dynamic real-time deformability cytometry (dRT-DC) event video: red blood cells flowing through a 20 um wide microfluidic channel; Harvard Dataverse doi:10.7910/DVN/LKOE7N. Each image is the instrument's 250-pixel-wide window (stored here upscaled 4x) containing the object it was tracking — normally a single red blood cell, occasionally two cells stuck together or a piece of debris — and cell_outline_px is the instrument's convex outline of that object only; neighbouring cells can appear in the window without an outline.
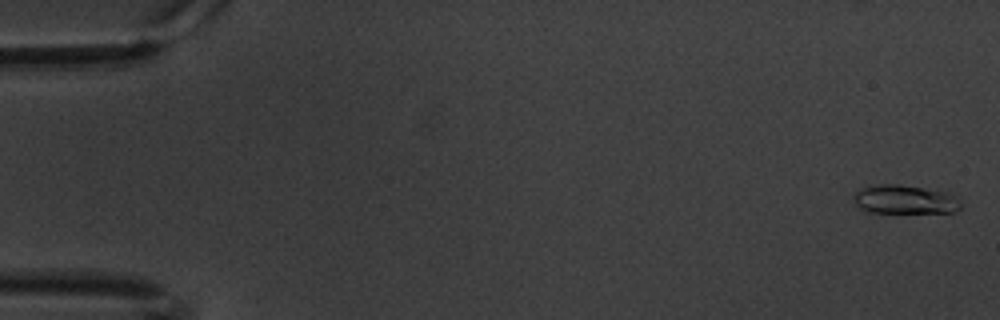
{"species": "common noctule bat (a hibernating species)", "species_latin": "Nyctalus noctula", "temperature_condition": "warm", "stored_images_in_passage": 61, "camera_frame_rate_fps": 3000, "um_per_image_px": 0.085, "animal": {"sex": "male", "body_mass_g": 20.1, "forearm_length_mm": 53.5}, "frame": {"image": 1, "passage_image": 2, "time_ms": 0.333, "image_size_px": [1000, 320], "cell_outline_px": [[960, 208], [952, 212], [868, 212], [860, 208], [856, 204], [852, 196], [860, 188], [876, 184], [900, 184], [948, 192], [956, 196], [960, 204]], "centroid_in_image_um": [76.87, 16.94], "position_along_channel_um": 8.1, "area_um2": 17.98}}
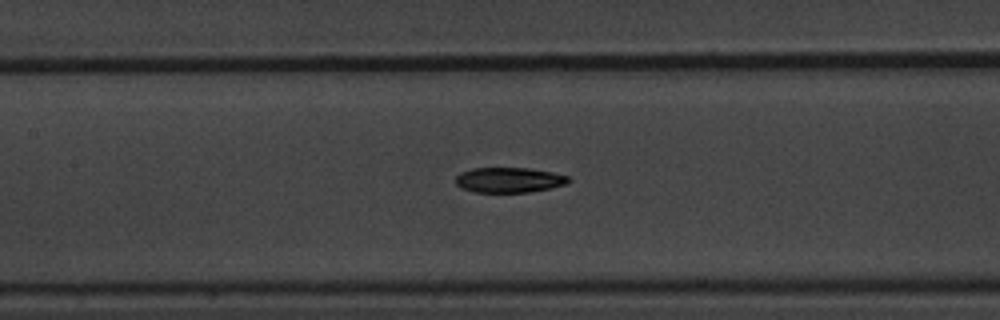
{"frame": {"image": 2, "passage_image": 29, "time_ms": 9.333, "image_size_px": [1000, 320], "cell_outline_px": [[572, 180], [568, 184], [552, 188], [528, 192], [472, 192], [460, 188], [456, 184], [456, 176], [460, 172], [472, 168], [528, 168], [552, 172], [568, 176]], "centroid_in_image_um": [43.28, 15.3], "position_along_channel_um": 164.1, "area_um2": 16.76}}
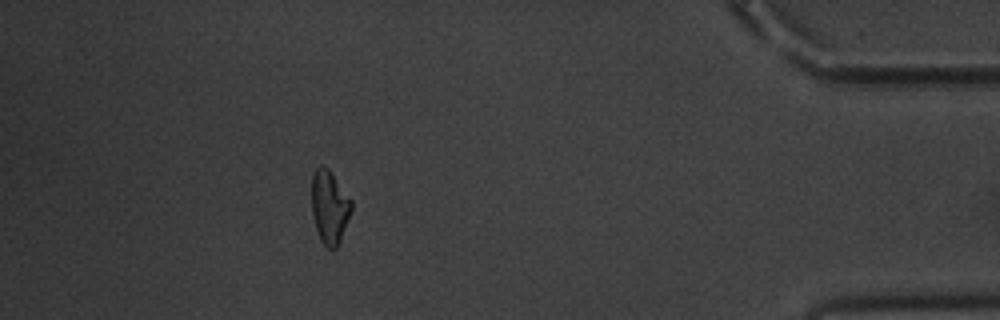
{"frame": {"image": 3, "passage_image": 55, "time_ms": 18.0, "image_size_px": [1000, 320], "cell_outline_px": [[352, 208], [340, 240], [336, 248], [332, 252], [320, 240], [316, 228], [312, 212], [312, 176], [316, 168], [320, 164], [328, 168], [352, 200]], "centroid_in_image_um": [28.0, 17.59], "position_along_channel_um": 407.2, "area_um2": 16.88}, "authors_computed_cell_mechanics": {"area_um2": 17.2822, "velocity_mm_per_s": 3.3603, "shape_relaxation_time_tau1_ms": 4.5496, "shape_relaxation_time_tau2_ms": 2.8245, "deformation_change_tau1": 0.1396, "deformation_change_tau2": 0.0809}}